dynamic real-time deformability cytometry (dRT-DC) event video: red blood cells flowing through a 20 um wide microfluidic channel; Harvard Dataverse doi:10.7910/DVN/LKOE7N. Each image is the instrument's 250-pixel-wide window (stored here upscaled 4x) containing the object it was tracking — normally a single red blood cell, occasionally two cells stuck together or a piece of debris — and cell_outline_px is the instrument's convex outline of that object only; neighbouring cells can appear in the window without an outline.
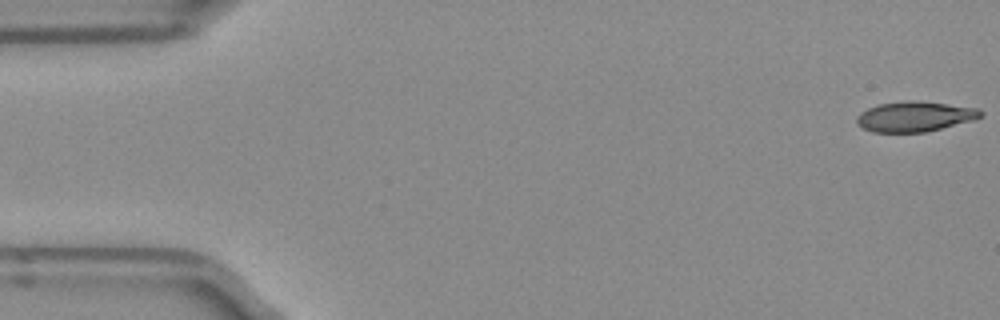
{"species": "Egyptian fruit bat (a non-hibernating species)", "species_latin": "Rousettus aegyptiacus", "temperature_condition": "room temperature", "stored_images_in_passage": 51, "camera_frame_rate_fps": 3000, "um_per_image_px": 0.085, "frame": {"image": 1, "passage_image": 1, "time_ms": 0.0, "image_size_px": [1000, 320], "cell_outline_px": [[984, 112], [980, 116], [972, 120], [924, 132], [872, 132], [856, 124], [856, 116], [860, 112], [868, 108], [880, 104], [908, 100], [916, 100], [980, 108]], "centroid_in_image_um": [77.73, 9.89], "position_along_channel_um": 7.3, "area_um2": 21.68}}
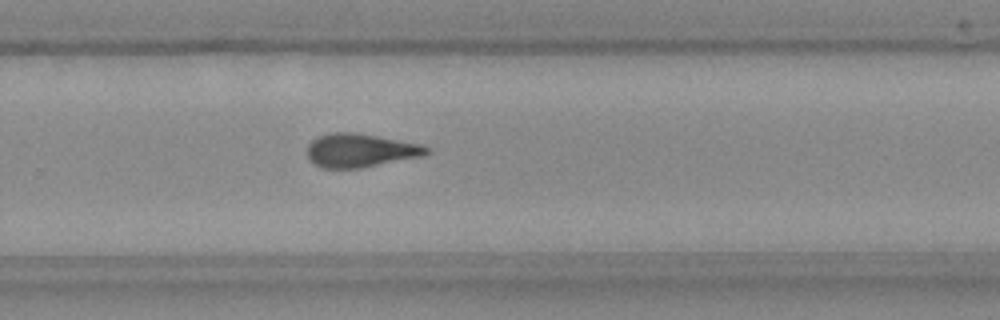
{"frame": {"image": 2, "passage_image": 33, "time_ms": 10.667, "image_size_px": [1000, 320], "cell_outline_px": [[432, 152], [424, 156], [360, 168], [324, 168], [316, 164], [304, 152], [308, 144], [312, 140], [328, 132], [352, 132], [376, 136], [420, 144], [432, 148]], "centroid_in_image_um": [30.64, 12.78], "position_along_channel_um": 299.2, "area_um2": 23.41}}
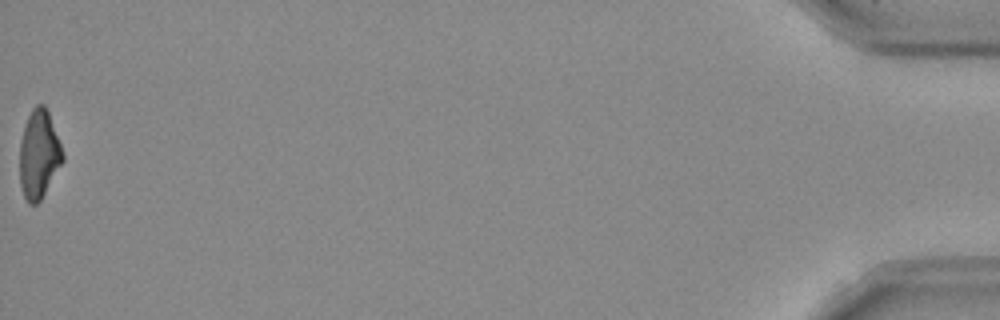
{"frame": {"image": 3, "passage_image": 51, "time_ms": 16.667, "image_size_px": [1000, 320], "cell_outline_px": [[64, 160], [40, 200], [36, 204], [28, 204], [24, 196], [20, 184], [20, 140], [28, 116], [32, 108], [36, 104], [44, 104], [48, 112], [60, 144], [64, 156]], "centroid_in_image_um": [3.29, 13.13], "position_along_channel_um": 431.9, "area_um2": 21.85}, "authors_computed_cell_mechanics": {"area_um2": 23.2356, "velocity_mm_per_s": 3.9706, "shape_relaxation_time_tau1_ms": 7.2514, "shape_relaxation_time_tau2_ms": 2.7924, "deformation_change_tau1": 0.2015, "deformation_change_tau2": 0.1078}}